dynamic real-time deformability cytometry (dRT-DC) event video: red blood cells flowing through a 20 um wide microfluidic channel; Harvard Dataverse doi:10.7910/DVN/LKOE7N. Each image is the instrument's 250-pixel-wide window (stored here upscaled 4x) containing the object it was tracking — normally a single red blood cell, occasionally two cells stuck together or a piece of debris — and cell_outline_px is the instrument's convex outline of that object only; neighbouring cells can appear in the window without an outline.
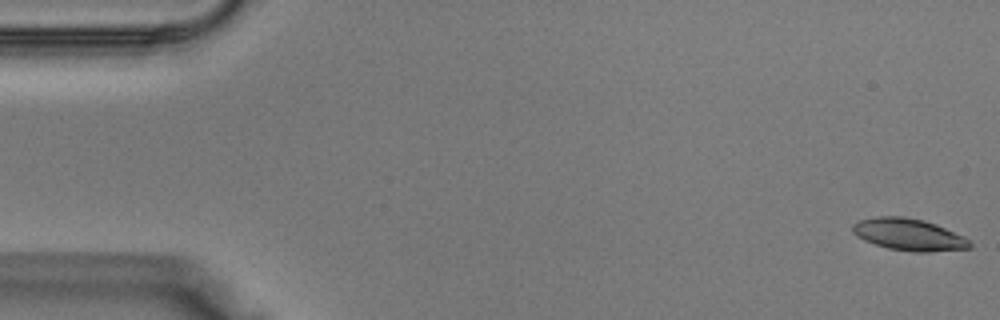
{"species": "Egyptian fruit bat (a non-hibernating species)", "species_latin": "Rousettus aegyptiacus", "temperature_condition": "warm", "stored_images_in_passage": 10, "camera_frame_rate_fps": 3000, "um_per_image_px": 0.085, "animal": {"sex": "male"}, "frame": {"image": 1, "passage_image": 1, "time_ms": 0.0, "image_size_px": [1000, 320], "cell_outline_px": [[972, 248], [928, 252], [916, 252], [888, 248], [864, 240], [852, 232], [852, 224], [860, 220], [876, 216], [904, 216], [924, 220], [936, 224], [964, 236], [972, 244]], "centroid_in_image_um": [77.26, 19.93], "position_along_channel_um": 7.7, "area_um2": 21.79}}